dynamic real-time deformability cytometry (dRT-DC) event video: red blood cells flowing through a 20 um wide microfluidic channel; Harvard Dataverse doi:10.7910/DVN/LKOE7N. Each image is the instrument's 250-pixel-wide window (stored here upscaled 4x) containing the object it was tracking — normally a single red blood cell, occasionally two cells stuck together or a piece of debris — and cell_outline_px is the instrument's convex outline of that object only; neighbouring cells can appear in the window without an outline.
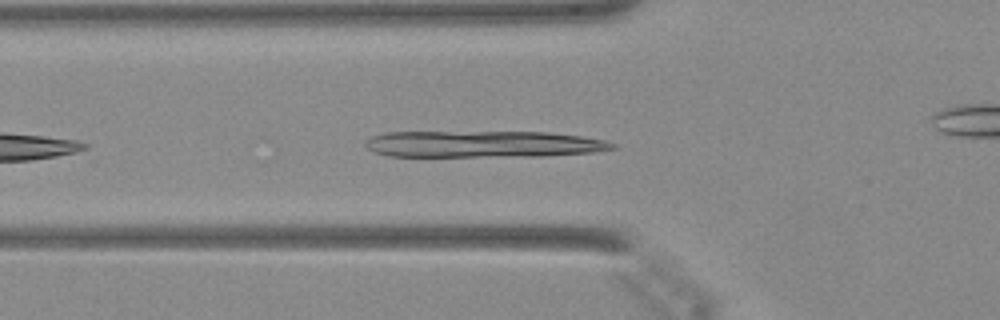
{"species": "Egyptian fruit bat (a non-hibernating species)", "species_latin": "Rousettus aegyptiacus", "temperature_condition": "warm", "stored_images_in_passage": 15, "camera_frame_rate_fps": 3000, "um_per_image_px": 0.085, "animal": {"sex": "female"}, "frame": {"image": 1, "passage_image": 5, "time_ms": 1.333, "image_size_px": [1000, 320], "cell_outline_px": [[616, 148], [592, 152], [544, 156], [388, 156], [376, 152], [368, 148], [364, 144], [372, 136], [388, 132], [548, 132], [580, 136], [604, 140], [616, 144]], "centroid_in_image_um": [41.09, 12.25], "position_along_channel_um": 84.7, "area_um2": 38.09}}
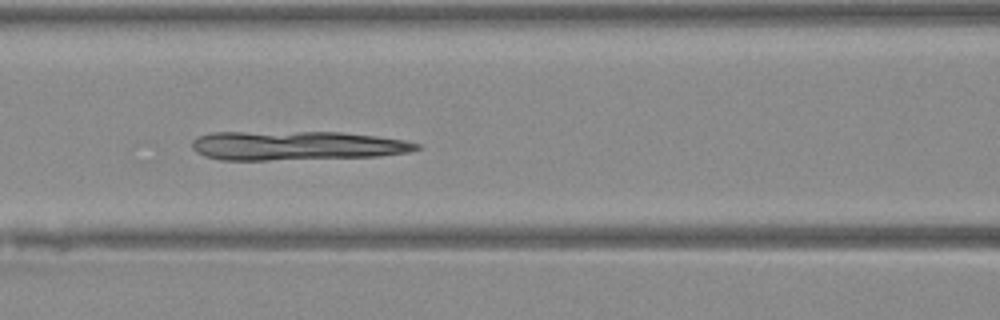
{"frame": {"image": 2, "passage_image": 9, "time_ms": 2.667, "image_size_px": [1000, 320], "cell_outline_px": [[420, 148], [408, 152], [380, 156], [268, 160], [220, 160], [204, 156], [196, 152], [192, 148], [192, 140], [196, 136], [212, 132], [340, 132], [376, 136], [404, 140], [420, 144]], "centroid_in_image_um": [25.16, 12.37], "position_along_channel_um": 141.4, "area_um2": 38.26}}